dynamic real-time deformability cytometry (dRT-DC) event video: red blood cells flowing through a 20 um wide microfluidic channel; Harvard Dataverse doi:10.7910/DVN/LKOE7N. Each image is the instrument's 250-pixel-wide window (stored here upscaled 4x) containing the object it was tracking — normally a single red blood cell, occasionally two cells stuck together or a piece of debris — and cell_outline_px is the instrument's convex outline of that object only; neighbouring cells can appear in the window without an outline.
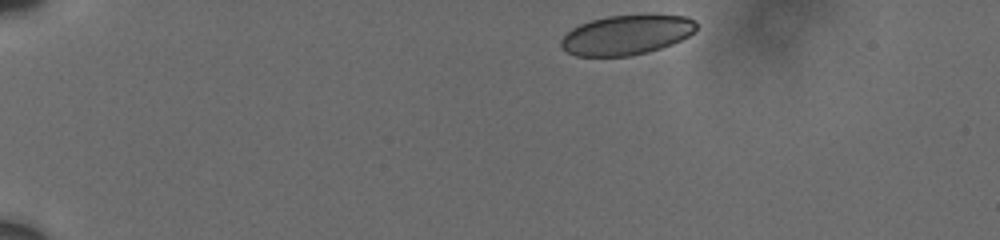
{"species": "human", "species_latin": "Homo sapiens", "temperature_condition": "cold", "stored_images_in_passage": 4, "camera_frame_rate_fps": 3000, "um_per_image_px": 0.085, "donor": {"sex": "male"}, "frame": {"image": 1, "passage_image": 1, "time_ms": 0.0, "image_size_px": [1000, 240], "cell_outline_px": [[696, 28], [688, 36], [672, 44], [648, 52], [628, 56], [576, 56], [568, 52], [560, 44], [560, 40], [572, 28], [580, 24], [592, 20], [608, 16], [644, 12], [688, 16], [696, 24]], "centroid_in_image_um": [53.28, 2.92], "position_along_channel_um": 31.7, "area_um2": 31.85}}